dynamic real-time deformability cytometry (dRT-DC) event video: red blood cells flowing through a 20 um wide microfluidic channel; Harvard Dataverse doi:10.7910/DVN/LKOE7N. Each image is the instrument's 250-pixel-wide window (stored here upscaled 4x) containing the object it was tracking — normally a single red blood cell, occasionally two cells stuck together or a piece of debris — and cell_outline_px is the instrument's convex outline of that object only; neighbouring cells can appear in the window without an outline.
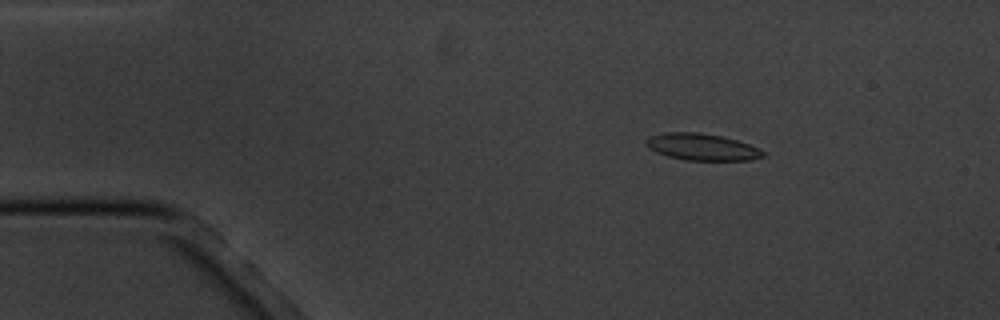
{"species": "common noctule bat (a hibernating species)", "species_latin": "Nyctalus noctula", "temperature_condition": "cold", "stored_images_in_passage": 6, "camera_frame_rate_fps": 3000, "um_per_image_px": 0.085, "animal": {"sex": "male", "body_mass_g": 20.1, "forearm_length_mm": 53.5}, "frame": {"image": 1, "passage_image": 3, "time_ms": 2.333, "image_size_px": [1000, 320], "cell_outline_px": [[764, 156], [752, 160], [684, 160], [668, 156], [656, 152], [648, 148], [644, 140], [648, 136], [664, 132], [700, 132], [720, 136], [736, 140], [748, 144], [764, 152]], "centroid_in_image_um": [59.6, 12.48], "position_along_channel_um": 25.4, "area_um2": 18.21}}
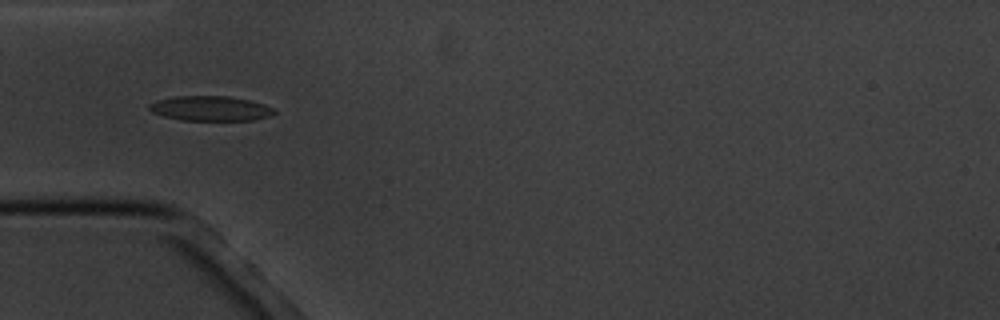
{"frame": {"image": 2, "passage_image": 5, "time_ms": 5.333, "image_size_px": [1000, 320], "cell_outline_px": [[276, 112], [268, 116], [252, 120], [180, 120], [164, 116], [152, 112], [148, 108], [148, 104], [156, 100], [176, 96], [228, 96], [248, 100], [264, 104], [272, 108]], "centroid_in_image_um": [17.84, 9.21], "position_along_channel_um": 67.2, "area_um2": 17.98}}
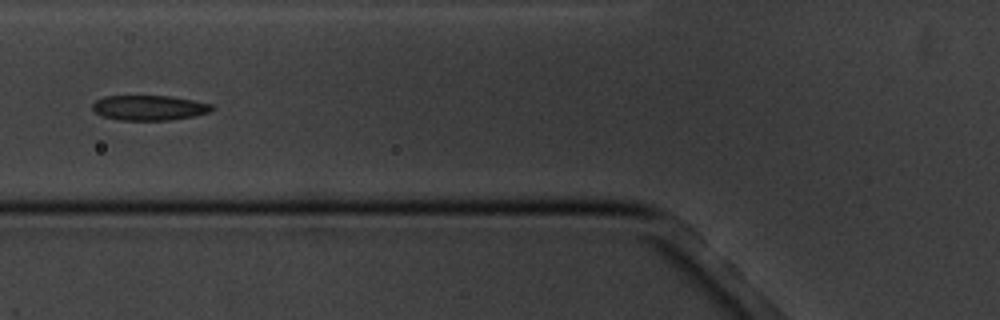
{"frame": {"image": 3, "passage_image": 6, "time_ms": 6.667, "image_size_px": [1000, 320], "cell_outline_px": [[216, 108], [212, 112], [192, 116], [168, 120], [120, 120], [104, 116], [96, 112], [92, 108], [92, 104], [96, 100], [104, 96], [172, 96], [212, 104]], "centroid_in_image_um": [12.72, 9.15], "position_along_channel_um": 113.1, "area_um2": 17.4}}